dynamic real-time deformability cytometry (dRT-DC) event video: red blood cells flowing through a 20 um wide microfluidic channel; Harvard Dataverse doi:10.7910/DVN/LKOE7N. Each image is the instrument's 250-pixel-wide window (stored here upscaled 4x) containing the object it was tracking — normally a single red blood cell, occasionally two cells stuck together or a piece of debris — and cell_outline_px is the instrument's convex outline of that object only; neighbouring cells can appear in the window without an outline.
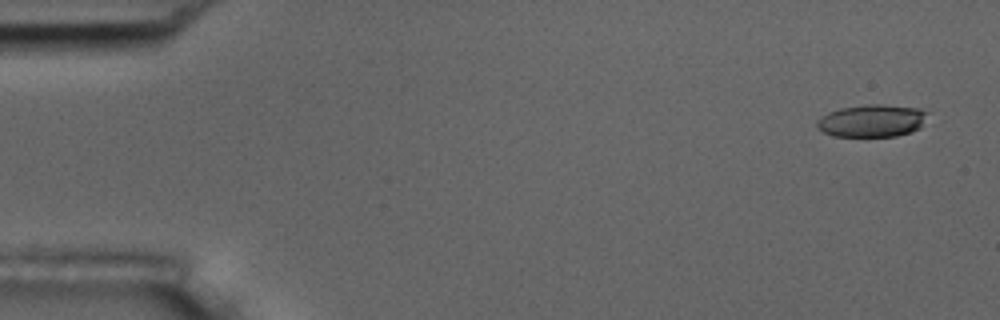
{"species": "common noctule bat (a hibernating species)", "species_latin": "Nyctalus noctula", "temperature_condition": "room temperature", "stored_images_in_passage": 5, "camera_frame_rate_fps": 3000, "um_per_image_px": 0.085, "animal": {"sex": "male", "body_mass_g": 17.5, "forearm_length_mm": 52.3}, "frame": {"image": 1, "passage_image": 1, "time_ms": 0.0, "image_size_px": [1000, 320], "cell_outline_px": [[928, 112], [920, 128], [912, 132], [896, 136], [832, 136], [816, 128], [816, 120], [820, 116], [828, 112], [840, 108], [868, 104], [884, 104], [920, 108]], "centroid_in_image_um": [74.09, 10.26], "position_along_channel_um": 10.9, "area_um2": 21.15}}
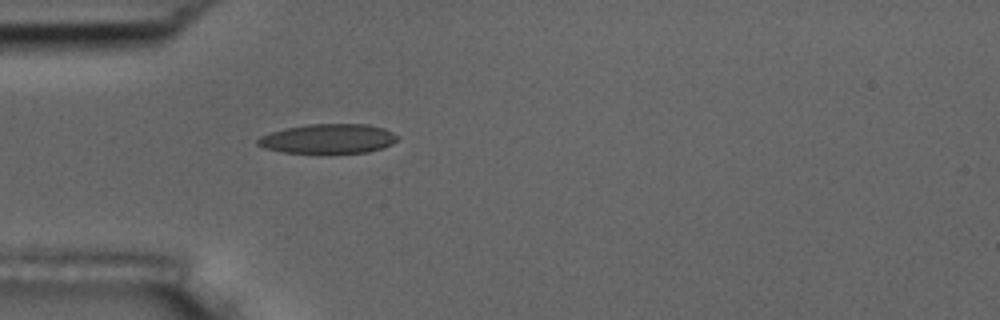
{"frame": {"image": 2, "passage_image": 5, "time_ms": 4.667, "image_size_px": [1000, 320], "cell_outline_px": [[400, 136], [392, 144], [368, 152], [320, 156], [280, 152], [264, 148], [256, 144], [256, 140], [260, 136], [272, 132], [288, 128], [308, 124], [368, 124], [384, 128]], "centroid_in_image_um": [27.87, 11.84], "position_along_channel_um": 57.1, "area_um2": 25.03}}